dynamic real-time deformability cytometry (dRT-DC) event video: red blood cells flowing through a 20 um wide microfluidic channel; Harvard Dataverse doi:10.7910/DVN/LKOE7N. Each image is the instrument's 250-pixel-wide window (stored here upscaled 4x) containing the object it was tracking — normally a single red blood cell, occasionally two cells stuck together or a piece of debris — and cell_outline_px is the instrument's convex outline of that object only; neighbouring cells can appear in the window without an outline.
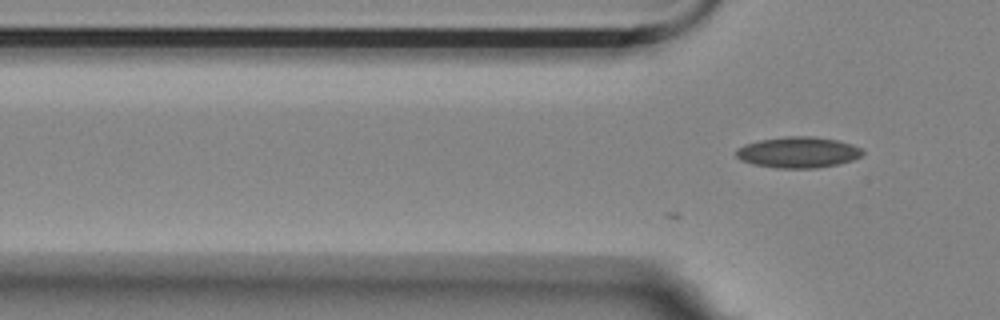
{"species": "Egyptian fruit bat (a non-hibernating species)", "species_latin": "Rousettus aegyptiacus", "temperature_condition": "room temperature", "stored_images_in_passage": 3, "camera_frame_rate_fps": 3000, "um_per_image_px": 0.085, "animal": {"sex": "female"}, "frame": {"image": 1, "passage_image": 3, "time_ms": 0.667, "image_size_px": [1000, 320], "cell_outline_px": [[864, 152], [860, 156], [852, 160], [836, 164], [816, 168], [776, 168], [752, 164], [740, 160], [736, 156], [736, 148], [744, 144], [760, 140], [784, 136], [812, 136], [836, 140], [852, 144], [860, 148]], "centroid_in_image_um": [67.79, 12.94], "position_along_channel_um": 58.0, "area_um2": 22.83}}